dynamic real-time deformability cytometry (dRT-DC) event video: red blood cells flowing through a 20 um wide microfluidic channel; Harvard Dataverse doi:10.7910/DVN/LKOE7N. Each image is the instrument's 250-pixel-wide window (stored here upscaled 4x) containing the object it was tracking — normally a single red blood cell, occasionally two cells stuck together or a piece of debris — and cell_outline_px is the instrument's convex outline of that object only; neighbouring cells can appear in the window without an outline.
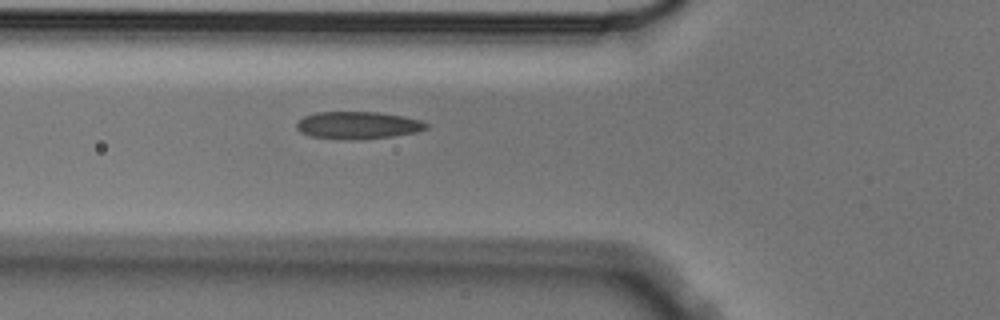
{"species": "Egyptian fruit bat (a non-hibernating species)", "species_latin": "Rousettus aegyptiacus", "temperature_condition": "cold", "stored_images_in_passage": 5, "camera_frame_rate_fps": 3000, "um_per_image_px": 0.085, "animal": {"sex": "male"}, "frame": {"image": 1, "passage_image": 5, "time_ms": 1.333, "image_size_px": [1000, 320], "cell_outline_px": [[428, 128], [416, 132], [392, 136], [356, 140], [352, 140], [308, 136], [300, 132], [296, 128], [296, 124], [304, 116], [316, 112], [380, 112], [404, 116], [420, 120], [428, 124]], "centroid_in_image_um": [30.41, 10.64], "position_along_channel_um": 95.4, "area_um2": 20.75}}